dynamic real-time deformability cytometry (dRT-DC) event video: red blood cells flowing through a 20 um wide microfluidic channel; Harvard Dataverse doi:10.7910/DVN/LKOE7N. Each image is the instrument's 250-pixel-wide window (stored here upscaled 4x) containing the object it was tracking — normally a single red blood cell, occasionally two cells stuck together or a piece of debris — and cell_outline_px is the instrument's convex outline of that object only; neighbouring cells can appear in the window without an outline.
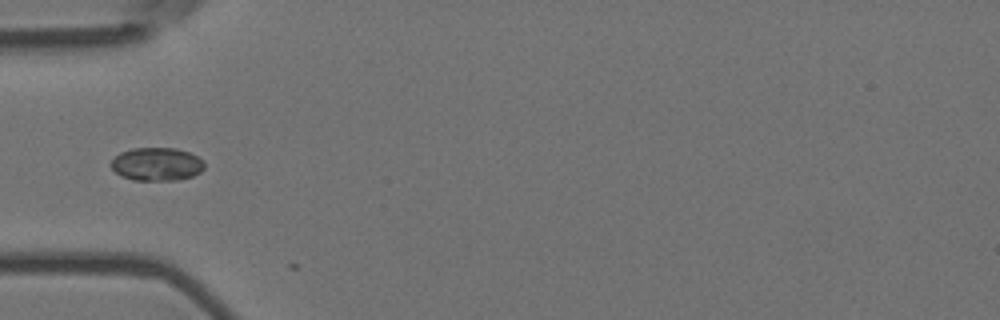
{"species": "Egyptian fruit bat (a non-hibernating species)", "species_latin": "Rousettus aegyptiacus", "temperature_condition": "room temperature", "stored_images_in_passage": 6, "camera_frame_rate_fps": 3000, "um_per_image_px": 0.085, "animal": {"sex": "female"}, "frame": {"image": 1, "passage_image": 5, "time_ms": 1.333, "image_size_px": [1000, 320], "cell_outline_px": [[204, 168], [200, 172], [192, 176], [176, 180], [132, 180], [120, 176], [112, 168], [112, 160], [120, 152], [132, 148], [176, 148], [188, 152], [204, 160]], "centroid_in_image_um": [13.32, 13.95], "position_along_channel_um": 71.7, "area_um2": 18.03}}